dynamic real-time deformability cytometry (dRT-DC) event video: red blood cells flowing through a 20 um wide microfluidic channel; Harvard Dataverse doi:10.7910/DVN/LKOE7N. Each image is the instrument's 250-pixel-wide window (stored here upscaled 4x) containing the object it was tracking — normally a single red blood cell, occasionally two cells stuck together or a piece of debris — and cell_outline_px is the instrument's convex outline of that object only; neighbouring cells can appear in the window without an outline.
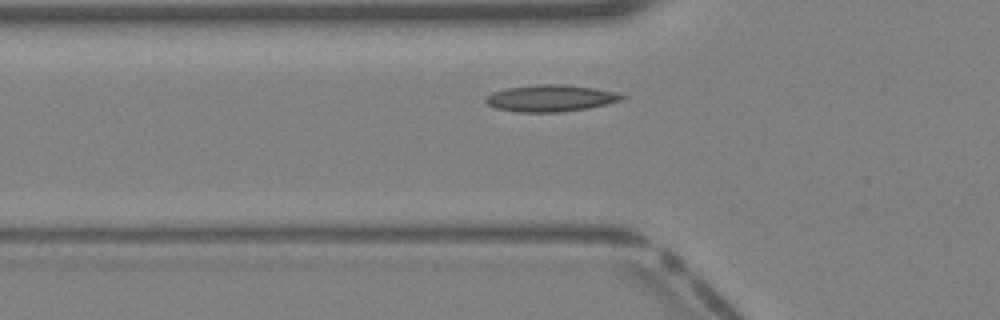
{"species": "Egyptian fruit bat (a non-hibernating species)", "species_latin": "Rousettus aegyptiacus", "temperature_condition": "warm", "stored_images_in_passage": 28, "camera_frame_rate_fps": 3000, "um_per_image_px": 0.085, "animal": {"sex": "female"}, "frame": {"image": 1, "passage_image": 6, "time_ms": 1.667, "image_size_px": [1000, 320], "cell_outline_px": [[628, 96], [624, 100], [608, 104], [588, 108], [560, 112], [520, 112], [496, 108], [488, 104], [484, 100], [492, 92], [504, 88], [536, 84], [564, 84], [596, 88], [620, 92]], "centroid_in_image_um": [46.88, 8.33], "position_along_channel_um": 78.9, "area_um2": 21.56}}
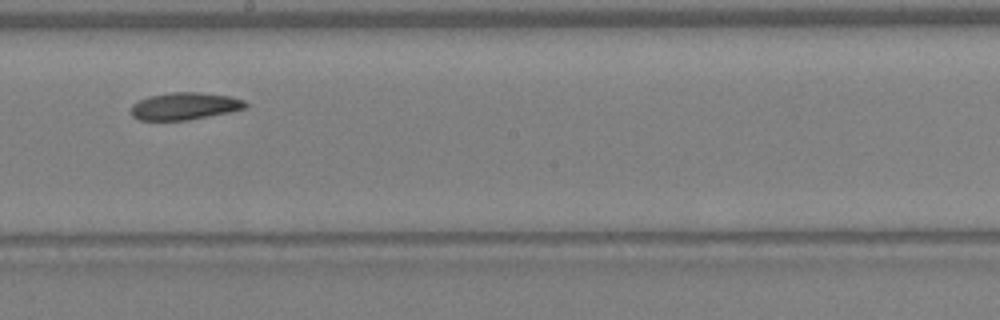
{"frame": {"image": 2, "passage_image": 15, "time_ms": 4.667, "image_size_px": [1000, 320], "cell_outline_px": [[248, 108], [188, 120], [140, 120], [132, 116], [132, 104], [148, 96], [168, 92], [200, 92], [232, 96], [244, 100], [248, 104]], "centroid_in_image_um": [15.73, 9.01], "position_along_channel_um": 232.5, "area_um2": 18.26}}
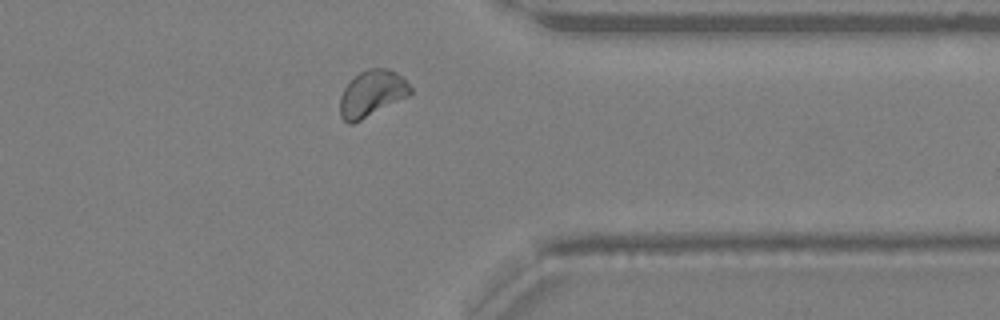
{"frame": {"image": 3, "passage_image": 24, "time_ms": 7.667, "image_size_px": [1000, 320], "cell_outline_px": [[412, 92], [408, 96], [352, 124], [348, 124], [340, 116], [340, 96], [344, 88], [360, 72], [368, 68], [388, 68], [396, 72], [412, 88]], "centroid_in_image_um": [31.6, 7.95], "position_along_channel_um": 379.8, "area_um2": 18.67}}